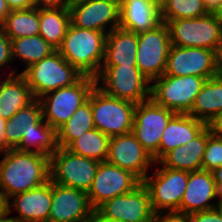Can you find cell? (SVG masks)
Instances as JSON below:
<instances>
[{
    "label": "cell",
    "instance_id": "6da1fadb",
    "mask_svg": "<svg viewBox=\"0 0 222 222\" xmlns=\"http://www.w3.org/2000/svg\"><path fill=\"white\" fill-rule=\"evenodd\" d=\"M0 155V192L6 199L50 180V157L17 149Z\"/></svg>",
    "mask_w": 222,
    "mask_h": 222
},
{
    "label": "cell",
    "instance_id": "7a4b0ae2",
    "mask_svg": "<svg viewBox=\"0 0 222 222\" xmlns=\"http://www.w3.org/2000/svg\"><path fill=\"white\" fill-rule=\"evenodd\" d=\"M107 33L69 25L57 51L83 75L96 77L105 55Z\"/></svg>",
    "mask_w": 222,
    "mask_h": 222
},
{
    "label": "cell",
    "instance_id": "3957f363",
    "mask_svg": "<svg viewBox=\"0 0 222 222\" xmlns=\"http://www.w3.org/2000/svg\"><path fill=\"white\" fill-rule=\"evenodd\" d=\"M20 73L25 77L36 99L59 88L70 86L83 76L57 50Z\"/></svg>",
    "mask_w": 222,
    "mask_h": 222
},
{
    "label": "cell",
    "instance_id": "277c9868",
    "mask_svg": "<svg viewBox=\"0 0 222 222\" xmlns=\"http://www.w3.org/2000/svg\"><path fill=\"white\" fill-rule=\"evenodd\" d=\"M96 86L109 96L139 104L150 98L151 82L137 65H102Z\"/></svg>",
    "mask_w": 222,
    "mask_h": 222
},
{
    "label": "cell",
    "instance_id": "5b68a950",
    "mask_svg": "<svg viewBox=\"0 0 222 222\" xmlns=\"http://www.w3.org/2000/svg\"><path fill=\"white\" fill-rule=\"evenodd\" d=\"M153 169L155 170L148 173L142 181L150 194L153 211L155 214L179 213L180 204L187 188L189 172L166 168L159 162L154 164Z\"/></svg>",
    "mask_w": 222,
    "mask_h": 222
},
{
    "label": "cell",
    "instance_id": "8992f818",
    "mask_svg": "<svg viewBox=\"0 0 222 222\" xmlns=\"http://www.w3.org/2000/svg\"><path fill=\"white\" fill-rule=\"evenodd\" d=\"M96 78L83 75L76 83L49 92L39 98L43 119L55 130L88 100Z\"/></svg>",
    "mask_w": 222,
    "mask_h": 222
},
{
    "label": "cell",
    "instance_id": "52a82bcc",
    "mask_svg": "<svg viewBox=\"0 0 222 222\" xmlns=\"http://www.w3.org/2000/svg\"><path fill=\"white\" fill-rule=\"evenodd\" d=\"M166 24L171 45L206 48L216 52L222 45V25L215 13L198 18L169 20Z\"/></svg>",
    "mask_w": 222,
    "mask_h": 222
},
{
    "label": "cell",
    "instance_id": "ba28073f",
    "mask_svg": "<svg viewBox=\"0 0 222 222\" xmlns=\"http://www.w3.org/2000/svg\"><path fill=\"white\" fill-rule=\"evenodd\" d=\"M136 104L112 97L96 85L91 90V109L95 128L112 137L132 132Z\"/></svg>",
    "mask_w": 222,
    "mask_h": 222
},
{
    "label": "cell",
    "instance_id": "9c48e42d",
    "mask_svg": "<svg viewBox=\"0 0 222 222\" xmlns=\"http://www.w3.org/2000/svg\"><path fill=\"white\" fill-rule=\"evenodd\" d=\"M205 78L162 75L151 81L150 98L177 114H188Z\"/></svg>",
    "mask_w": 222,
    "mask_h": 222
},
{
    "label": "cell",
    "instance_id": "30bf717a",
    "mask_svg": "<svg viewBox=\"0 0 222 222\" xmlns=\"http://www.w3.org/2000/svg\"><path fill=\"white\" fill-rule=\"evenodd\" d=\"M99 163L94 159L73 154L66 148L58 147L50 156V180L88 193Z\"/></svg>",
    "mask_w": 222,
    "mask_h": 222
},
{
    "label": "cell",
    "instance_id": "8fae6325",
    "mask_svg": "<svg viewBox=\"0 0 222 222\" xmlns=\"http://www.w3.org/2000/svg\"><path fill=\"white\" fill-rule=\"evenodd\" d=\"M176 113L155 103L151 98L136 104L132 134L159 161V144L167 124Z\"/></svg>",
    "mask_w": 222,
    "mask_h": 222
},
{
    "label": "cell",
    "instance_id": "7c38bea8",
    "mask_svg": "<svg viewBox=\"0 0 222 222\" xmlns=\"http://www.w3.org/2000/svg\"><path fill=\"white\" fill-rule=\"evenodd\" d=\"M137 39L136 64L151 82L165 72L171 47L169 28L166 23H162L154 30L138 33Z\"/></svg>",
    "mask_w": 222,
    "mask_h": 222
},
{
    "label": "cell",
    "instance_id": "4fadbf2b",
    "mask_svg": "<svg viewBox=\"0 0 222 222\" xmlns=\"http://www.w3.org/2000/svg\"><path fill=\"white\" fill-rule=\"evenodd\" d=\"M96 211L106 220L122 222H153L155 217L150 194L142 182L131 192L105 201Z\"/></svg>",
    "mask_w": 222,
    "mask_h": 222
},
{
    "label": "cell",
    "instance_id": "5bb4252c",
    "mask_svg": "<svg viewBox=\"0 0 222 222\" xmlns=\"http://www.w3.org/2000/svg\"><path fill=\"white\" fill-rule=\"evenodd\" d=\"M217 73V52L199 47L171 45L164 75L199 76L206 80Z\"/></svg>",
    "mask_w": 222,
    "mask_h": 222
},
{
    "label": "cell",
    "instance_id": "9a60e30c",
    "mask_svg": "<svg viewBox=\"0 0 222 222\" xmlns=\"http://www.w3.org/2000/svg\"><path fill=\"white\" fill-rule=\"evenodd\" d=\"M69 10L76 27L107 34L119 27V0H75Z\"/></svg>",
    "mask_w": 222,
    "mask_h": 222
},
{
    "label": "cell",
    "instance_id": "2e32d148",
    "mask_svg": "<svg viewBox=\"0 0 222 222\" xmlns=\"http://www.w3.org/2000/svg\"><path fill=\"white\" fill-rule=\"evenodd\" d=\"M140 183L141 181L131 172L107 161L100 162L87 193L90 205L96 210L105 201L131 192Z\"/></svg>",
    "mask_w": 222,
    "mask_h": 222
},
{
    "label": "cell",
    "instance_id": "e0dca14e",
    "mask_svg": "<svg viewBox=\"0 0 222 222\" xmlns=\"http://www.w3.org/2000/svg\"><path fill=\"white\" fill-rule=\"evenodd\" d=\"M106 161L131 172L141 182L155 164L152 155L137 141L132 132L111 137Z\"/></svg>",
    "mask_w": 222,
    "mask_h": 222
},
{
    "label": "cell",
    "instance_id": "ac0fdd59",
    "mask_svg": "<svg viewBox=\"0 0 222 222\" xmlns=\"http://www.w3.org/2000/svg\"><path fill=\"white\" fill-rule=\"evenodd\" d=\"M93 211L86 192L52 182L49 222H86Z\"/></svg>",
    "mask_w": 222,
    "mask_h": 222
},
{
    "label": "cell",
    "instance_id": "d6986e66",
    "mask_svg": "<svg viewBox=\"0 0 222 222\" xmlns=\"http://www.w3.org/2000/svg\"><path fill=\"white\" fill-rule=\"evenodd\" d=\"M52 202V182L15 194L7 199L9 214L15 212L22 222H49Z\"/></svg>",
    "mask_w": 222,
    "mask_h": 222
},
{
    "label": "cell",
    "instance_id": "ffe728a7",
    "mask_svg": "<svg viewBox=\"0 0 222 222\" xmlns=\"http://www.w3.org/2000/svg\"><path fill=\"white\" fill-rule=\"evenodd\" d=\"M221 198L212 172L206 170L189 172L187 188L180 204L179 213L190 215L216 208Z\"/></svg>",
    "mask_w": 222,
    "mask_h": 222
},
{
    "label": "cell",
    "instance_id": "44dd1931",
    "mask_svg": "<svg viewBox=\"0 0 222 222\" xmlns=\"http://www.w3.org/2000/svg\"><path fill=\"white\" fill-rule=\"evenodd\" d=\"M162 23L160 0H119V28L138 34Z\"/></svg>",
    "mask_w": 222,
    "mask_h": 222
},
{
    "label": "cell",
    "instance_id": "7402d4cb",
    "mask_svg": "<svg viewBox=\"0 0 222 222\" xmlns=\"http://www.w3.org/2000/svg\"><path fill=\"white\" fill-rule=\"evenodd\" d=\"M215 130V126L208 125L193 140L166 153L158 162L170 169L188 172L202 170L207 139Z\"/></svg>",
    "mask_w": 222,
    "mask_h": 222
},
{
    "label": "cell",
    "instance_id": "603a6c76",
    "mask_svg": "<svg viewBox=\"0 0 222 222\" xmlns=\"http://www.w3.org/2000/svg\"><path fill=\"white\" fill-rule=\"evenodd\" d=\"M208 125L188 114H175L163 131L159 144V160L171 150L185 145Z\"/></svg>",
    "mask_w": 222,
    "mask_h": 222
},
{
    "label": "cell",
    "instance_id": "cb8c5ba5",
    "mask_svg": "<svg viewBox=\"0 0 222 222\" xmlns=\"http://www.w3.org/2000/svg\"><path fill=\"white\" fill-rule=\"evenodd\" d=\"M188 115L207 125L217 124L222 118V78L215 76L204 82Z\"/></svg>",
    "mask_w": 222,
    "mask_h": 222
},
{
    "label": "cell",
    "instance_id": "d4e9b609",
    "mask_svg": "<svg viewBox=\"0 0 222 222\" xmlns=\"http://www.w3.org/2000/svg\"><path fill=\"white\" fill-rule=\"evenodd\" d=\"M137 34L115 28L106 36L105 55L102 65H137Z\"/></svg>",
    "mask_w": 222,
    "mask_h": 222
},
{
    "label": "cell",
    "instance_id": "484cf974",
    "mask_svg": "<svg viewBox=\"0 0 222 222\" xmlns=\"http://www.w3.org/2000/svg\"><path fill=\"white\" fill-rule=\"evenodd\" d=\"M34 99L25 77L21 73L12 75L0 93V116L9 120Z\"/></svg>",
    "mask_w": 222,
    "mask_h": 222
},
{
    "label": "cell",
    "instance_id": "4316f807",
    "mask_svg": "<svg viewBox=\"0 0 222 222\" xmlns=\"http://www.w3.org/2000/svg\"><path fill=\"white\" fill-rule=\"evenodd\" d=\"M42 119V106L39 99L35 98L7 120L5 128L6 147L15 149L24 133L34 129V125L38 124Z\"/></svg>",
    "mask_w": 222,
    "mask_h": 222
},
{
    "label": "cell",
    "instance_id": "83f0119b",
    "mask_svg": "<svg viewBox=\"0 0 222 222\" xmlns=\"http://www.w3.org/2000/svg\"><path fill=\"white\" fill-rule=\"evenodd\" d=\"M39 23V35L57 50L71 24L69 7L39 9Z\"/></svg>",
    "mask_w": 222,
    "mask_h": 222
},
{
    "label": "cell",
    "instance_id": "f1b7e54d",
    "mask_svg": "<svg viewBox=\"0 0 222 222\" xmlns=\"http://www.w3.org/2000/svg\"><path fill=\"white\" fill-rule=\"evenodd\" d=\"M93 128H95V125L91 109L90 92L88 100L56 130L58 147L67 148L75 139Z\"/></svg>",
    "mask_w": 222,
    "mask_h": 222
},
{
    "label": "cell",
    "instance_id": "f546056e",
    "mask_svg": "<svg viewBox=\"0 0 222 222\" xmlns=\"http://www.w3.org/2000/svg\"><path fill=\"white\" fill-rule=\"evenodd\" d=\"M11 50L13 62L20 61L24 65L23 71L56 51L39 34L11 39Z\"/></svg>",
    "mask_w": 222,
    "mask_h": 222
},
{
    "label": "cell",
    "instance_id": "4dcf8cb0",
    "mask_svg": "<svg viewBox=\"0 0 222 222\" xmlns=\"http://www.w3.org/2000/svg\"><path fill=\"white\" fill-rule=\"evenodd\" d=\"M56 130L44 119L34 125L22 136L19 145L15 148L19 151L35 152L50 157L57 150Z\"/></svg>",
    "mask_w": 222,
    "mask_h": 222
},
{
    "label": "cell",
    "instance_id": "1f68e13d",
    "mask_svg": "<svg viewBox=\"0 0 222 222\" xmlns=\"http://www.w3.org/2000/svg\"><path fill=\"white\" fill-rule=\"evenodd\" d=\"M0 28L10 38L30 37L39 34V9L11 10Z\"/></svg>",
    "mask_w": 222,
    "mask_h": 222
},
{
    "label": "cell",
    "instance_id": "d6a6232c",
    "mask_svg": "<svg viewBox=\"0 0 222 222\" xmlns=\"http://www.w3.org/2000/svg\"><path fill=\"white\" fill-rule=\"evenodd\" d=\"M110 139L111 137L93 128L75 139L66 149L73 154L103 162L108 157Z\"/></svg>",
    "mask_w": 222,
    "mask_h": 222
},
{
    "label": "cell",
    "instance_id": "836d02e7",
    "mask_svg": "<svg viewBox=\"0 0 222 222\" xmlns=\"http://www.w3.org/2000/svg\"><path fill=\"white\" fill-rule=\"evenodd\" d=\"M162 22L198 18L209 14L203 0H160Z\"/></svg>",
    "mask_w": 222,
    "mask_h": 222
},
{
    "label": "cell",
    "instance_id": "e575fe53",
    "mask_svg": "<svg viewBox=\"0 0 222 222\" xmlns=\"http://www.w3.org/2000/svg\"><path fill=\"white\" fill-rule=\"evenodd\" d=\"M222 166V134L215 130L207 139L202 170L214 171Z\"/></svg>",
    "mask_w": 222,
    "mask_h": 222
},
{
    "label": "cell",
    "instance_id": "d590c367",
    "mask_svg": "<svg viewBox=\"0 0 222 222\" xmlns=\"http://www.w3.org/2000/svg\"><path fill=\"white\" fill-rule=\"evenodd\" d=\"M12 63L14 62L12 59L11 39L0 28V71L5 67L7 68H5V71L8 70Z\"/></svg>",
    "mask_w": 222,
    "mask_h": 222
},
{
    "label": "cell",
    "instance_id": "8d00e7d4",
    "mask_svg": "<svg viewBox=\"0 0 222 222\" xmlns=\"http://www.w3.org/2000/svg\"><path fill=\"white\" fill-rule=\"evenodd\" d=\"M190 222H222V214L218 208L195 212L189 215Z\"/></svg>",
    "mask_w": 222,
    "mask_h": 222
},
{
    "label": "cell",
    "instance_id": "74e56055",
    "mask_svg": "<svg viewBox=\"0 0 222 222\" xmlns=\"http://www.w3.org/2000/svg\"><path fill=\"white\" fill-rule=\"evenodd\" d=\"M153 222H190L189 215L177 212L155 214Z\"/></svg>",
    "mask_w": 222,
    "mask_h": 222
},
{
    "label": "cell",
    "instance_id": "f35d334b",
    "mask_svg": "<svg viewBox=\"0 0 222 222\" xmlns=\"http://www.w3.org/2000/svg\"><path fill=\"white\" fill-rule=\"evenodd\" d=\"M70 0H34V7L38 9L69 7Z\"/></svg>",
    "mask_w": 222,
    "mask_h": 222
},
{
    "label": "cell",
    "instance_id": "ab89813d",
    "mask_svg": "<svg viewBox=\"0 0 222 222\" xmlns=\"http://www.w3.org/2000/svg\"><path fill=\"white\" fill-rule=\"evenodd\" d=\"M10 10L34 7V0H5Z\"/></svg>",
    "mask_w": 222,
    "mask_h": 222
},
{
    "label": "cell",
    "instance_id": "60d3db41",
    "mask_svg": "<svg viewBox=\"0 0 222 222\" xmlns=\"http://www.w3.org/2000/svg\"><path fill=\"white\" fill-rule=\"evenodd\" d=\"M7 120L0 116V154L9 150L6 147L5 128Z\"/></svg>",
    "mask_w": 222,
    "mask_h": 222
},
{
    "label": "cell",
    "instance_id": "b9f144b4",
    "mask_svg": "<svg viewBox=\"0 0 222 222\" xmlns=\"http://www.w3.org/2000/svg\"><path fill=\"white\" fill-rule=\"evenodd\" d=\"M219 195L222 197V166L212 171Z\"/></svg>",
    "mask_w": 222,
    "mask_h": 222
},
{
    "label": "cell",
    "instance_id": "7bdbcfd3",
    "mask_svg": "<svg viewBox=\"0 0 222 222\" xmlns=\"http://www.w3.org/2000/svg\"><path fill=\"white\" fill-rule=\"evenodd\" d=\"M205 7L210 13H215V11L221 6L222 0H203Z\"/></svg>",
    "mask_w": 222,
    "mask_h": 222
},
{
    "label": "cell",
    "instance_id": "ee69618b",
    "mask_svg": "<svg viewBox=\"0 0 222 222\" xmlns=\"http://www.w3.org/2000/svg\"><path fill=\"white\" fill-rule=\"evenodd\" d=\"M10 11L6 1L0 0V24L5 20Z\"/></svg>",
    "mask_w": 222,
    "mask_h": 222
},
{
    "label": "cell",
    "instance_id": "f6af8a7d",
    "mask_svg": "<svg viewBox=\"0 0 222 222\" xmlns=\"http://www.w3.org/2000/svg\"><path fill=\"white\" fill-rule=\"evenodd\" d=\"M86 222H107V220L98 211L94 210L86 219Z\"/></svg>",
    "mask_w": 222,
    "mask_h": 222
},
{
    "label": "cell",
    "instance_id": "bcb514c9",
    "mask_svg": "<svg viewBox=\"0 0 222 222\" xmlns=\"http://www.w3.org/2000/svg\"><path fill=\"white\" fill-rule=\"evenodd\" d=\"M217 77L222 78V45L219 47L217 51Z\"/></svg>",
    "mask_w": 222,
    "mask_h": 222
},
{
    "label": "cell",
    "instance_id": "7dc6e473",
    "mask_svg": "<svg viewBox=\"0 0 222 222\" xmlns=\"http://www.w3.org/2000/svg\"><path fill=\"white\" fill-rule=\"evenodd\" d=\"M16 68H17V67H13V65H12V68L10 69V72L8 71V74H7V75H6V72L3 73L2 76L5 75L6 77H4L3 80H0V93H1V91H2V88H3L4 84H5V82H6L12 75L18 74V72H17L18 69H16Z\"/></svg>",
    "mask_w": 222,
    "mask_h": 222
},
{
    "label": "cell",
    "instance_id": "c3c4849f",
    "mask_svg": "<svg viewBox=\"0 0 222 222\" xmlns=\"http://www.w3.org/2000/svg\"><path fill=\"white\" fill-rule=\"evenodd\" d=\"M8 211L7 208V199L5 196L0 192V217L3 216Z\"/></svg>",
    "mask_w": 222,
    "mask_h": 222
},
{
    "label": "cell",
    "instance_id": "681fc988",
    "mask_svg": "<svg viewBox=\"0 0 222 222\" xmlns=\"http://www.w3.org/2000/svg\"><path fill=\"white\" fill-rule=\"evenodd\" d=\"M0 222H22L19 220L15 215L10 216L9 212L7 211L3 216L0 217Z\"/></svg>",
    "mask_w": 222,
    "mask_h": 222
},
{
    "label": "cell",
    "instance_id": "f907efd6",
    "mask_svg": "<svg viewBox=\"0 0 222 222\" xmlns=\"http://www.w3.org/2000/svg\"><path fill=\"white\" fill-rule=\"evenodd\" d=\"M215 14L217 16V19L219 20V22L222 25V4L221 6L215 11Z\"/></svg>",
    "mask_w": 222,
    "mask_h": 222
},
{
    "label": "cell",
    "instance_id": "816d5d0a",
    "mask_svg": "<svg viewBox=\"0 0 222 222\" xmlns=\"http://www.w3.org/2000/svg\"><path fill=\"white\" fill-rule=\"evenodd\" d=\"M215 129L222 134V118L215 125Z\"/></svg>",
    "mask_w": 222,
    "mask_h": 222
},
{
    "label": "cell",
    "instance_id": "f5cc1de1",
    "mask_svg": "<svg viewBox=\"0 0 222 222\" xmlns=\"http://www.w3.org/2000/svg\"><path fill=\"white\" fill-rule=\"evenodd\" d=\"M217 208L220 211V213L222 214V198H221V201L218 203Z\"/></svg>",
    "mask_w": 222,
    "mask_h": 222
},
{
    "label": "cell",
    "instance_id": "db71d44e",
    "mask_svg": "<svg viewBox=\"0 0 222 222\" xmlns=\"http://www.w3.org/2000/svg\"><path fill=\"white\" fill-rule=\"evenodd\" d=\"M107 222H122L121 220H107Z\"/></svg>",
    "mask_w": 222,
    "mask_h": 222
}]
</instances>
